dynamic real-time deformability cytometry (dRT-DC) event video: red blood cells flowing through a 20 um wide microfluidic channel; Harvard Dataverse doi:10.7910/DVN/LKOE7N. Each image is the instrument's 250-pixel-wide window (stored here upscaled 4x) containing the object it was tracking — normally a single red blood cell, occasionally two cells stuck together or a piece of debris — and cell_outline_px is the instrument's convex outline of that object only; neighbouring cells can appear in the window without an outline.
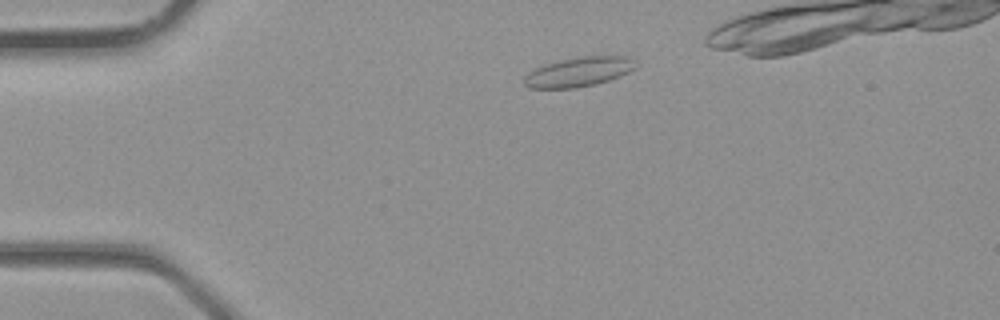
{"species": "common noctule bat (a hibernating species)", "species_latin": "Nyctalus noctula", "temperature_condition": "room temperature", "stored_images_in_passage": 3, "camera_frame_rate_fps": 3000, "um_per_image_px": 0.085, "animal": {"sex": "male", "body_mass_g": 23.1, "forearm_length_mm": 52.7}, "frame": {"image": 1, "passage_image": 1, "time_ms": 0.0, "image_size_px": [1000, 320], "cell_outline_px": [[636, 68], [620, 76], [596, 84], [576, 88], [528, 88], [524, 84], [524, 76], [532, 68], [544, 64], [560, 60], [580, 56], [628, 56]], "centroid_in_image_um": [49.12, 6.11], "position_along_channel_um": 35.9, "area_um2": 19.19}}